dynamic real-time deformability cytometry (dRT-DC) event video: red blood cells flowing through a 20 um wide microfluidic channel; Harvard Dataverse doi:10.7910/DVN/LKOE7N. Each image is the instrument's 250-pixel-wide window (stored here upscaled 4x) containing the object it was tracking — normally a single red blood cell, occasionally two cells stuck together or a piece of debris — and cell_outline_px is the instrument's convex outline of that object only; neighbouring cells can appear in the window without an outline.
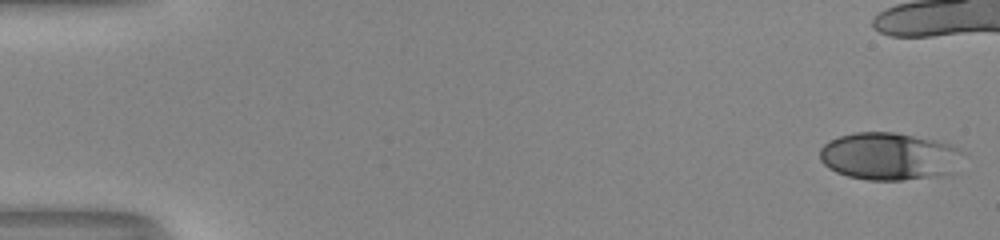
{"species": "human", "species_latin": "Homo sapiens", "temperature_condition": "room temperature", "stored_images_in_passage": 41, "camera_frame_rate_fps": 3000, "um_per_image_px": 0.085, "donor": {"sex": "male"}, "frame": {"image": 1, "passage_image": 1, "time_ms": 0.0, "image_size_px": [1000, 240], "cell_outline_px": [[968, 152], [956, 172], [940, 176], [904, 180], [868, 180], [848, 176], [836, 172], [828, 168], [820, 160], [820, 148], [824, 144], [840, 136], [856, 132], [896, 132], [936, 140], [952, 144]], "centroid_in_image_um": [75.7, 13.29], "position_along_channel_um": 9.3, "area_um2": 40.52}}
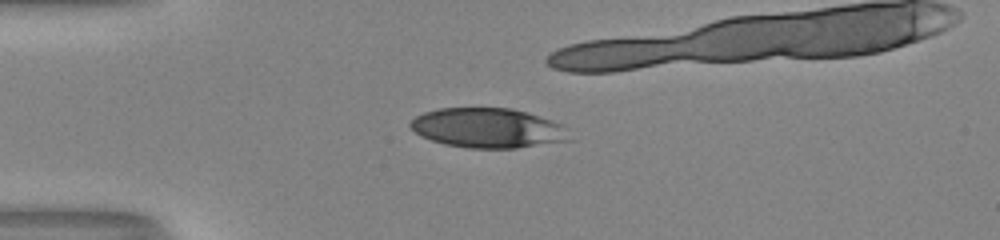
{"frame": {"image": 2, "passage_image": 14, "time_ms": 4.333, "image_size_px": [1000, 240], "cell_outline_px": [[576, 140], [516, 148], [468, 148], [444, 144], [420, 136], [408, 124], [416, 116], [424, 112], [440, 108], [512, 108], [552, 120], [568, 128]], "centroid_in_image_um": [41.54, 10.89], "position_along_channel_um": 43.5, "area_um2": 37.17}}
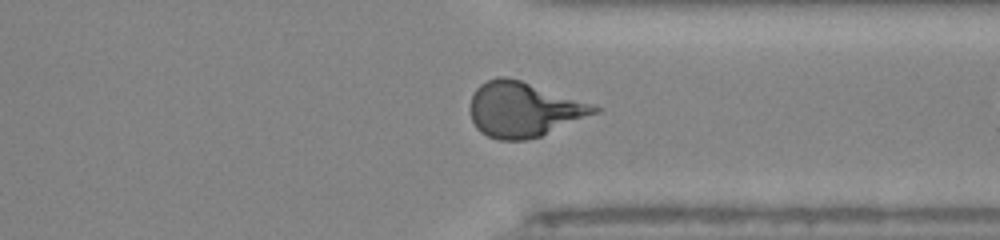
{"frame": {"image": 3, "passage_image": 40, "time_ms": 13.0, "image_size_px": [1000, 240], "cell_outline_px": [[600, 112], [540, 136], [524, 140], [500, 140], [488, 136], [480, 132], [476, 128], [472, 120], [468, 108], [472, 96], [476, 88], [480, 84], [496, 76], [504, 76], [520, 80], [600, 108]], "centroid_in_image_um": [44.43, 9.32], "position_along_channel_um": 367.0, "area_um2": 39.25}}